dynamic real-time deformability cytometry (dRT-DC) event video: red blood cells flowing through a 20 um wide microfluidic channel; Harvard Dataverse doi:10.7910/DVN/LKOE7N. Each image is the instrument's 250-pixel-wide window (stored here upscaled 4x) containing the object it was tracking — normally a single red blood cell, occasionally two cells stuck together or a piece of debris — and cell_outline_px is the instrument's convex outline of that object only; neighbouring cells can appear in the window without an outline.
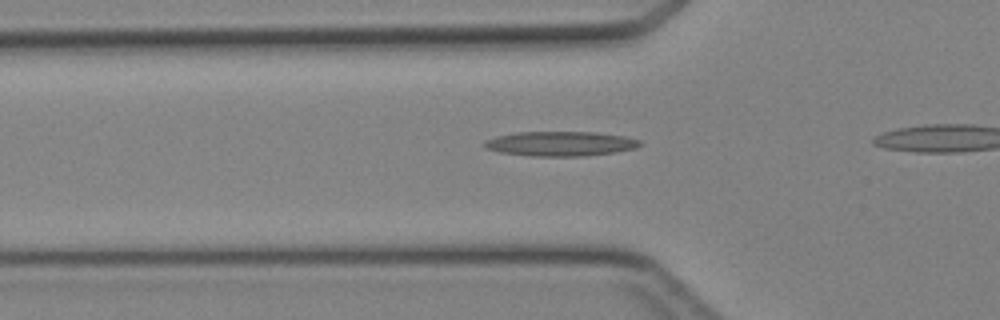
{"species": "Egyptian fruit bat (a non-hibernating species)", "species_latin": "Rousettus aegyptiacus", "temperature_condition": "cold", "stored_images_in_passage": 27, "camera_frame_rate_fps": 3000, "um_per_image_px": 0.085, "animal": {"sex": "female"}, "frame": {"image": 1, "passage_image": 6, "time_ms": 1.667, "image_size_px": [1000, 320], "cell_outline_px": [[644, 144], [636, 148], [616, 152], [584, 156], [532, 156], [500, 152], [484, 148], [484, 140], [496, 136], [516, 132], [596, 132], [624, 136], [640, 140]], "centroid_in_image_um": [47.65, 12.21], "position_along_channel_um": 78.2, "area_um2": 22.48}}
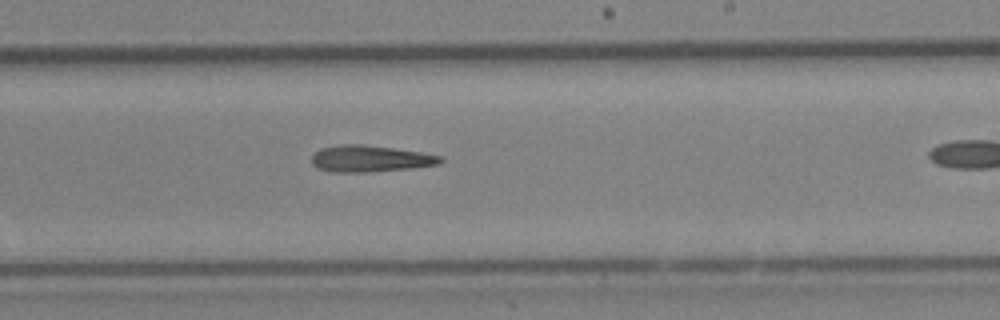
{"frame": {"image": 2, "passage_image": 18, "time_ms": 5.667, "image_size_px": [1000, 320], "cell_outline_px": [[444, 160], [436, 164], [412, 168], [364, 172], [332, 172], [316, 168], [312, 164], [312, 156], [320, 148], [340, 144], [364, 144], [420, 152], [444, 156]], "centroid_in_image_um": [31.44, 13.48], "position_along_channel_um": 257.6, "area_um2": 19.88}}
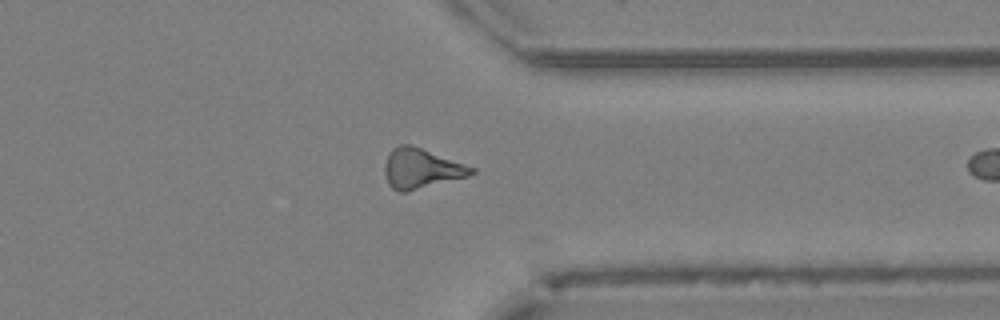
{"frame": {"image": 3, "passage_image": 26, "time_ms": 8.333, "image_size_px": [1000, 320], "cell_outline_px": [[476, 172], [468, 176], [404, 192], [400, 192], [392, 188], [388, 184], [384, 172], [384, 164], [392, 148], [400, 144], [412, 144], [476, 168]], "centroid_in_image_um": [35.79, 14.3], "position_along_channel_um": 375.6, "area_um2": 20.11}}